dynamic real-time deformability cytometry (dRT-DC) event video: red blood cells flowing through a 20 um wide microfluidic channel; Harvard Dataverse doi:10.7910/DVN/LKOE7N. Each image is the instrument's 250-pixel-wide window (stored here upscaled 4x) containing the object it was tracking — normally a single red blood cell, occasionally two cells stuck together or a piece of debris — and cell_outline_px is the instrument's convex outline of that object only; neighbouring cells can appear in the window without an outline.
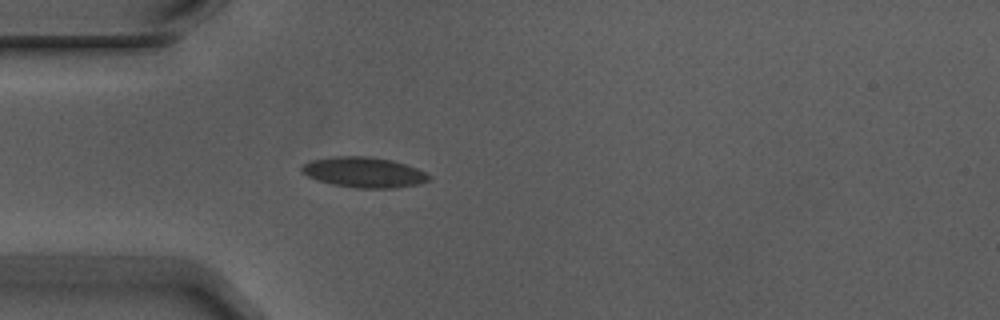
{"species": "Egyptian fruit bat (a non-hibernating species)", "species_latin": "Rousettus aegyptiacus", "temperature_condition": "warm", "stored_images_in_passage": 4, "camera_frame_rate_fps": 3000, "um_per_image_px": 0.085, "animal": {"sex": "male"}, "frame": {"image": 1, "passage_image": 4, "time_ms": 1.0, "image_size_px": [1000, 320], "cell_outline_px": [[432, 180], [420, 184], [392, 188], [356, 188], [332, 184], [316, 180], [300, 172], [300, 164], [312, 160], [332, 156], [368, 156], [392, 160], [416, 168], [432, 176]], "centroid_in_image_um": [30.91, 14.64], "position_along_channel_um": 54.1, "area_um2": 22.77}}